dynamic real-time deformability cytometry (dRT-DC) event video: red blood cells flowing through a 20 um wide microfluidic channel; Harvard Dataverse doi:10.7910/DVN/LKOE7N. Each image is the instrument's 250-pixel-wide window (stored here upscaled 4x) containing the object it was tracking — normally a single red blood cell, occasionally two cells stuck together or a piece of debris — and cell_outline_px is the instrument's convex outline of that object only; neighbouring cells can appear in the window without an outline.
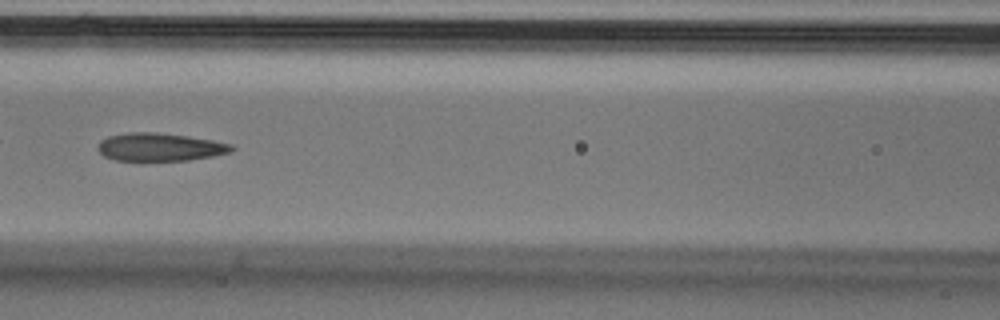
{"species": "Egyptian fruit bat (a non-hibernating species)", "species_latin": "Rousettus aegyptiacus", "temperature_condition": "cold", "stored_images_in_passage": 7, "camera_frame_rate_fps": 3000, "um_per_image_px": 0.085, "animal": {"sex": "male"}, "frame": {"image": 1, "passage_image": 7, "time_ms": 2.0, "image_size_px": [1000, 320], "cell_outline_px": [[236, 148], [232, 152], [212, 156], [188, 160], [116, 160], [104, 156], [96, 148], [100, 140], [108, 136], [128, 132], [156, 132], [188, 136], [212, 140], [232, 144]], "centroid_in_image_um": [13.59, 12.49], "position_along_channel_um": 153.0, "area_um2": 21.85}}